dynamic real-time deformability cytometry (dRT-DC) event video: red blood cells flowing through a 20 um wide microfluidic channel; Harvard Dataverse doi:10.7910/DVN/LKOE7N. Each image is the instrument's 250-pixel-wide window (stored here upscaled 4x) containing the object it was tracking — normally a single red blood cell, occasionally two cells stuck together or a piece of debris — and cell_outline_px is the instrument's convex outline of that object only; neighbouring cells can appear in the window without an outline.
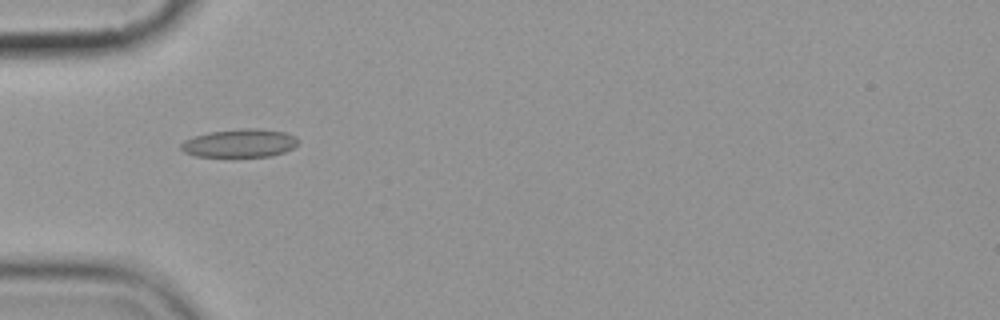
{"species": "common noctule bat (a hibernating species)", "species_latin": "Nyctalus noctula", "temperature_condition": "cold", "stored_images_in_passage": 6, "camera_frame_rate_fps": 3000, "um_per_image_px": 0.085, "animal": {"sex": "female", "body_mass_g": 19.9}, "frame": {"image": 1, "passage_image": 5, "time_ms": 4.667, "image_size_px": [1000, 320], "cell_outline_px": [[300, 140], [292, 148], [284, 152], [268, 156], [196, 156], [184, 152], [180, 148], [180, 144], [184, 140], [208, 132], [240, 128], [256, 128], [284, 132], [296, 136]], "centroid_in_image_um": [20.37, 12.16], "position_along_channel_um": 64.6, "area_um2": 19.19}}
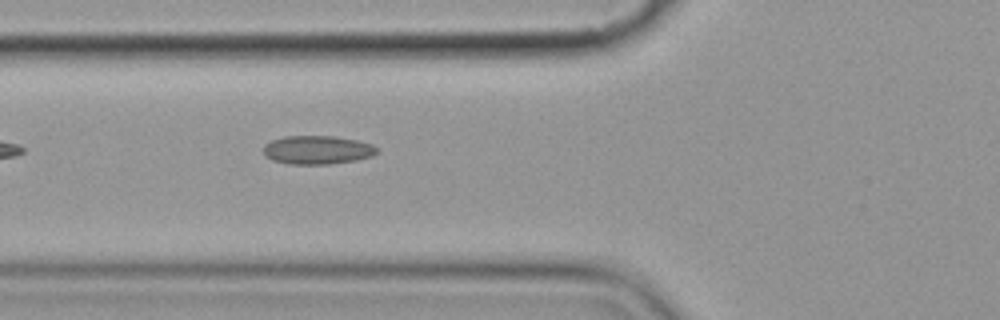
{"frame": {"image": 2, "passage_image": 6, "time_ms": 5.667, "image_size_px": [1000, 320], "cell_outline_px": [[380, 152], [372, 156], [356, 160], [328, 164], [288, 164], [272, 160], [264, 156], [264, 144], [272, 140], [284, 136], [336, 136], [356, 140], [372, 144], [380, 148]], "centroid_in_image_um": [27.0, 12.74], "position_along_channel_um": 98.8, "area_um2": 19.13}}